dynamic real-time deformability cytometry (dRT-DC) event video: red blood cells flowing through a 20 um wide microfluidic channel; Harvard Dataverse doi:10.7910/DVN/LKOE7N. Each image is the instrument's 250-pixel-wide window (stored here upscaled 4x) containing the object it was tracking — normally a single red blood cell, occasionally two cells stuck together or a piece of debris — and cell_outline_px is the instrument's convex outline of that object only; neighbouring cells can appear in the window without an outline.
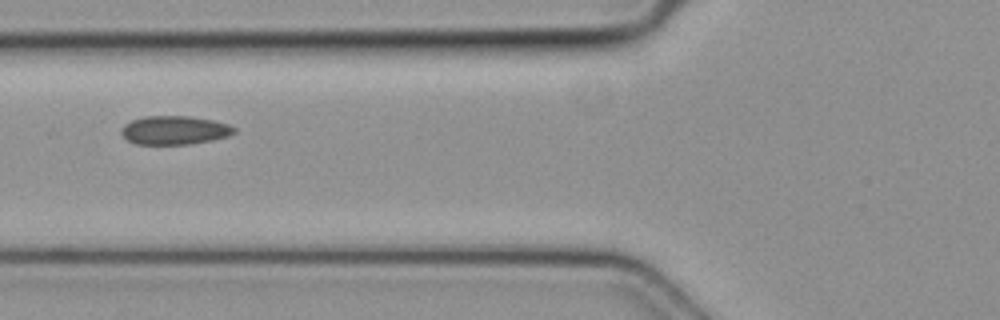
{"species": "common noctule bat (a hibernating species)", "species_latin": "Nyctalus noctula", "temperature_condition": "cold", "stored_images_in_passage": 3, "camera_frame_rate_fps": 3000, "um_per_image_px": 0.085, "animal": {"sex": "female", "body_mass_g": 19.3, "forearm_length_mm": 54.1}, "frame": {"image": 1, "passage_image": 3, "time_ms": 0.667, "image_size_px": [1000, 320], "cell_outline_px": [[236, 132], [228, 136], [212, 140], [188, 144], [136, 144], [128, 140], [120, 132], [120, 128], [124, 124], [132, 120], [144, 116], [188, 116], [212, 120], [228, 124], [236, 128]], "centroid_in_image_um": [14.82, 11.06], "position_along_channel_um": 111.0, "area_um2": 18.84}}